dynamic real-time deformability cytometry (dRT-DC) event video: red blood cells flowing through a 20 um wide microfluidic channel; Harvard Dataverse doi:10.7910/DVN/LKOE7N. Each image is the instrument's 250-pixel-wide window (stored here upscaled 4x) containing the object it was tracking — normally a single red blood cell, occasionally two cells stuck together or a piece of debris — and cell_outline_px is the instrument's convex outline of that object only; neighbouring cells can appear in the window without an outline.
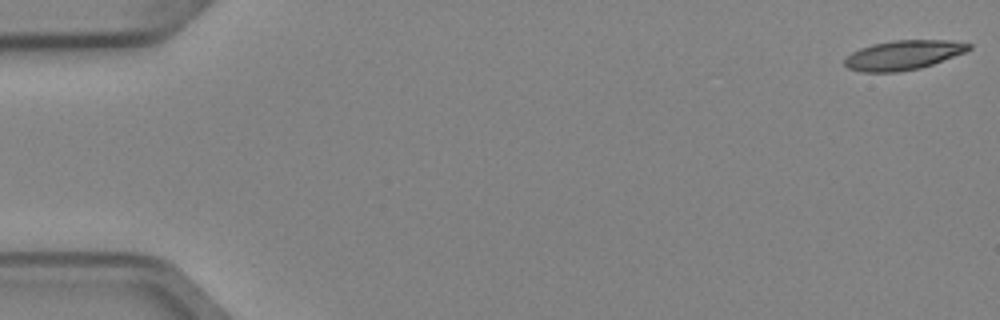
{"species": "Egyptian fruit bat (a non-hibernating species)", "species_latin": "Rousettus aegyptiacus", "temperature_condition": "cold", "stored_images_in_passage": 5, "camera_frame_rate_fps": 3000, "um_per_image_px": 0.085, "animal": {"sex": "female"}, "frame": {"image": 1, "passage_image": 1, "time_ms": 0.0, "image_size_px": [1000, 320], "cell_outline_px": [[972, 48], [964, 52], [932, 64], [920, 68], [896, 72], [860, 72], [848, 68], [844, 64], [844, 60], [852, 52], [860, 48], [872, 44], [892, 40], [952, 40], [972, 44]], "centroid_in_image_um": [76.77, 4.67], "position_along_channel_um": 8.2, "area_um2": 21.27}}